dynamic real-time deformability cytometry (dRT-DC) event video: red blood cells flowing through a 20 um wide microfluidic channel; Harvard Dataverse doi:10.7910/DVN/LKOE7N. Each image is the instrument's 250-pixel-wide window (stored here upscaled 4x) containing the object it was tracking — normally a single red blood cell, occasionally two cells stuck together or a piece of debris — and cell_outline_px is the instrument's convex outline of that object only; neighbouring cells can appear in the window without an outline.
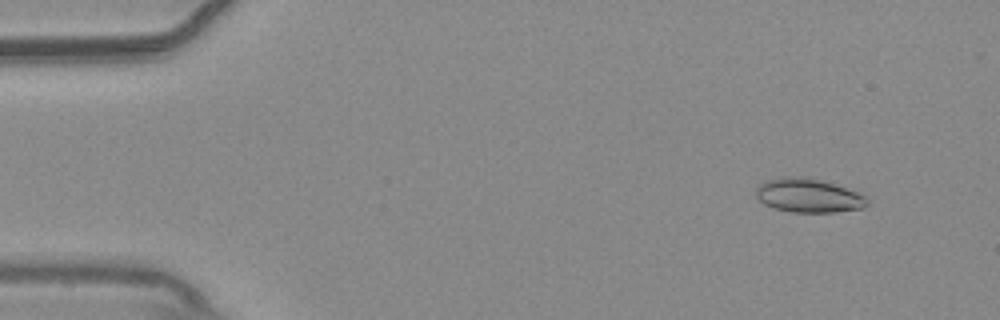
{"species": "common noctule bat (a hibernating species)", "species_latin": "Nyctalus noctula", "temperature_condition": "warm", "stored_images_in_passage": 55, "camera_frame_rate_fps": 3000, "um_per_image_px": 0.085, "animal": {"sex": "male", "body_mass_g": 20.4}, "frame": {"image": 1, "passage_image": 5, "time_ms": 1.333, "image_size_px": [1000, 320], "cell_outline_px": [[872, 200], [864, 208], [836, 212], [792, 212], [776, 208], [764, 204], [756, 196], [756, 188], [764, 180], [784, 176], [804, 176], [820, 180], [868, 196]], "centroid_in_image_um": [68.73, 16.62], "position_along_channel_um": 16.3, "area_um2": 22.08}}
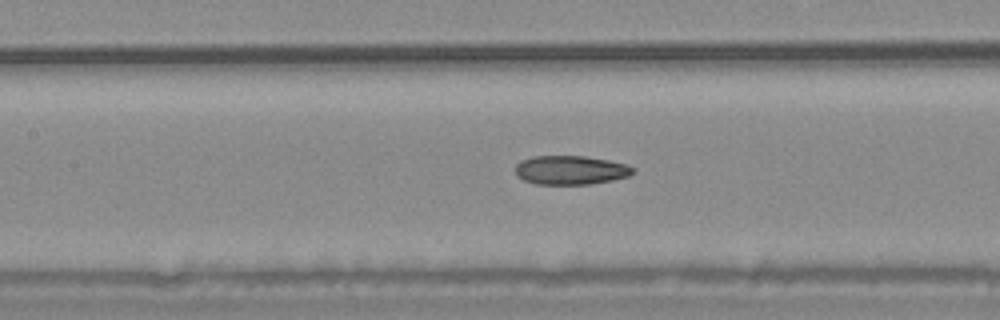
{"frame": {"image": 2, "passage_image": 25, "time_ms": 8.0, "image_size_px": [1000, 320], "cell_outline_px": [[636, 172], [628, 176], [612, 180], [592, 184], [536, 184], [524, 180], [516, 176], [516, 164], [520, 160], [532, 156], [584, 156], [608, 160], [628, 164], [636, 168]], "centroid_in_image_um": [48.52, 14.45], "position_along_channel_um": 158.9, "area_um2": 20.06}}
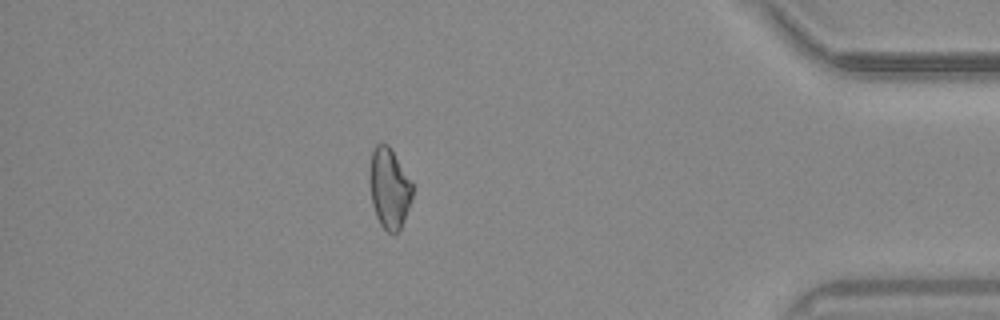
{"frame": {"image": 3, "passage_image": 48, "time_ms": 15.667, "image_size_px": [1000, 320], "cell_outline_px": [[412, 196], [408, 208], [400, 228], [396, 232], [388, 232], [380, 224], [376, 216], [372, 204], [368, 180], [368, 172], [372, 148], [376, 144], [388, 144], [412, 180]], "centroid_in_image_um": [33.05, 15.94], "position_along_channel_um": 402.1, "area_um2": 20.23}, "authors_computed_cell_mechanics": {"area_um2": 20.6924, "velocity_mm_per_s": 3.6986, "shape_relaxation_time_tau1_ms": null, "shape_relaxation_time_tau2_ms": 3.8338, "deformation_change_tau1": null, "deformation_change_tau2": 0.1014}}